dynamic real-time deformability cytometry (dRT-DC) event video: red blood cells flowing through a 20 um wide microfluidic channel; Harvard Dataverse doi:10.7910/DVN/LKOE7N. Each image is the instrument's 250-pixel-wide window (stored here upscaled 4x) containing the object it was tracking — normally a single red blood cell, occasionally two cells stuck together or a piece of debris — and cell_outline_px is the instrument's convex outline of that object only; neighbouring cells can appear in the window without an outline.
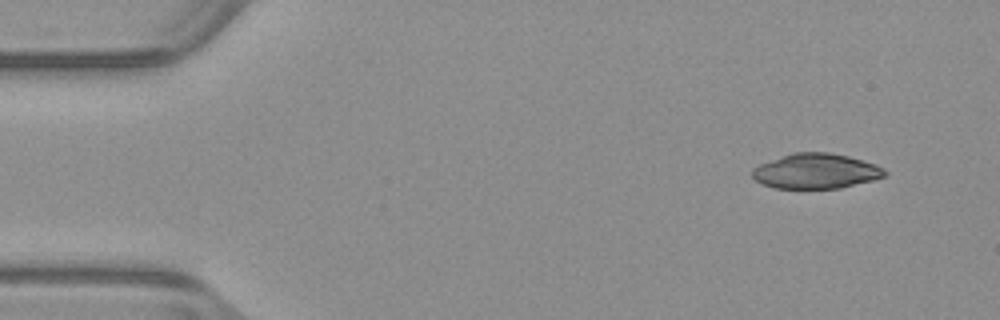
{"species": "common noctule bat (a hibernating species)", "species_latin": "Nyctalus noctula", "temperature_condition": "warm", "stored_images_in_passage": 48, "camera_frame_rate_fps": 3000, "um_per_image_px": 0.085, "animal": {"sex": "male", "body_mass_g": 23.1, "forearm_length_mm": 52.7}, "frame": {"image": 1, "passage_image": 1, "time_ms": 0.0, "image_size_px": [1000, 320], "cell_outline_px": [[888, 176], [840, 188], [776, 188], [764, 184], [756, 180], [752, 176], [752, 168], [760, 164], [792, 152], [828, 152], [848, 156], [876, 164], [884, 168], [888, 172]], "centroid_in_image_um": [69.39, 14.54], "position_along_channel_um": 15.6, "area_um2": 27.05}}